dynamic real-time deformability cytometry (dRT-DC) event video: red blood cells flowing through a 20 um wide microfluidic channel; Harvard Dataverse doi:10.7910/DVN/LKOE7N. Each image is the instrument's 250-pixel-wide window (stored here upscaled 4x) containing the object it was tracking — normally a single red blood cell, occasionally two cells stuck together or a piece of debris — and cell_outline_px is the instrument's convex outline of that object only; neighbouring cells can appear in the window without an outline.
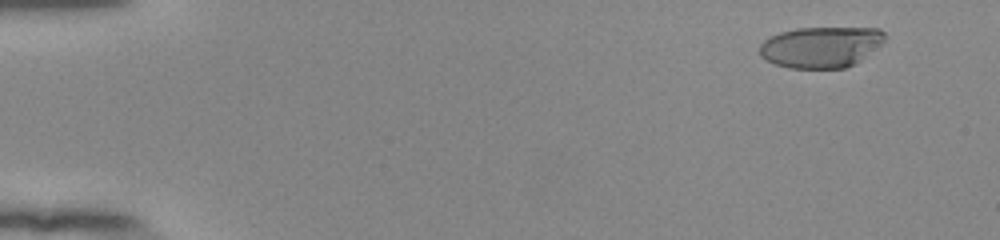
{"species": "human", "species_latin": "Homo sapiens", "temperature_condition": "room temperature", "stored_images_in_passage": 55, "camera_frame_rate_fps": 3000, "um_per_image_px": 0.085, "donor": {"sex": "female"}, "frame": {"image": 1, "passage_image": 5, "time_ms": 1.333, "image_size_px": [1000, 240], "cell_outline_px": [[884, 44], [860, 60], [844, 68], [788, 68], [776, 64], [760, 56], [760, 44], [764, 40], [780, 32], [796, 28], [880, 28], [884, 32]], "centroid_in_image_um": [69.8, 3.99], "position_along_channel_um": 15.2, "area_um2": 29.88}}
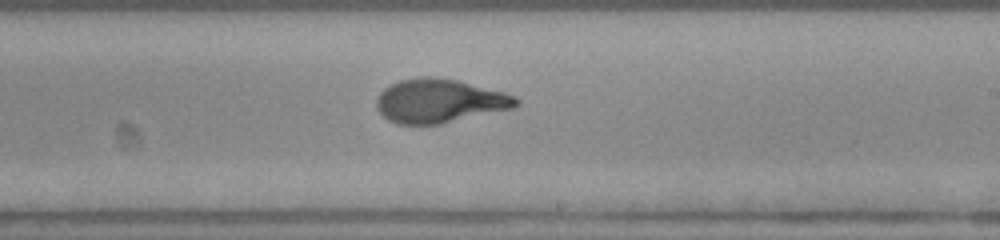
{"frame": {"image": 2, "passage_image": 34, "time_ms": 11.0, "image_size_px": [1000, 240], "cell_outline_px": [[520, 104], [516, 108], [440, 124], [396, 124], [388, 120], [376, 108], [376, 100], [380, 92], [384, 88], [400, 80], [420, 76], [432, 76], [456, 80], [504, 92], [516, 96], [520, 100]], "centroid_in_image_um": [37.38, 8.58], "position_along_channel_um": 251.6, "area_um2": 35.84}}
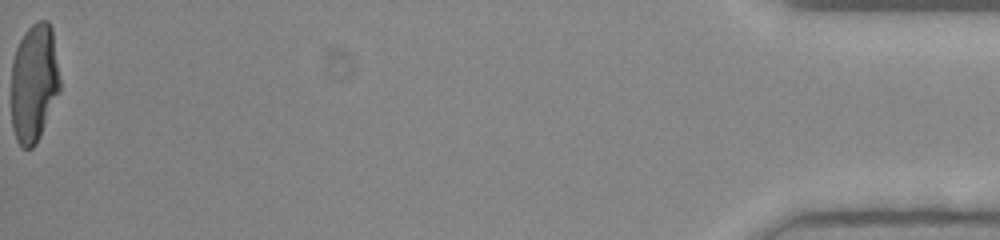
{"frame": {"image": 3, "passage_image": 55, "time_ms": 18.0, "image_size_px": [1000, 240], "cell_outline_px": [[60, 92], [40, 136], [36, 144], [32, 148], [20, 148], [16, 140], [12, 128], [12, 60], [16, 48], [24, 32], [32, 24], [40, 20], [48, 20], [52, 28], [60, 80]], "centroid_in_image_um": [2.89, 7.06], "position_along_channel_um": 432.3, "area_um2": 33.87}, "authors_computed_cell_mechanics": {"area_um2": 34.7378, "velocity_mm_per_s": 3.9096, "shape_relaxation_time_tau1_ms": 6.3314, "shape_relaxation_time_tau2_ms": 0.7734, "deformation_change_tau1": 0.2821, "deformation_change_tau2": 0.0753}}